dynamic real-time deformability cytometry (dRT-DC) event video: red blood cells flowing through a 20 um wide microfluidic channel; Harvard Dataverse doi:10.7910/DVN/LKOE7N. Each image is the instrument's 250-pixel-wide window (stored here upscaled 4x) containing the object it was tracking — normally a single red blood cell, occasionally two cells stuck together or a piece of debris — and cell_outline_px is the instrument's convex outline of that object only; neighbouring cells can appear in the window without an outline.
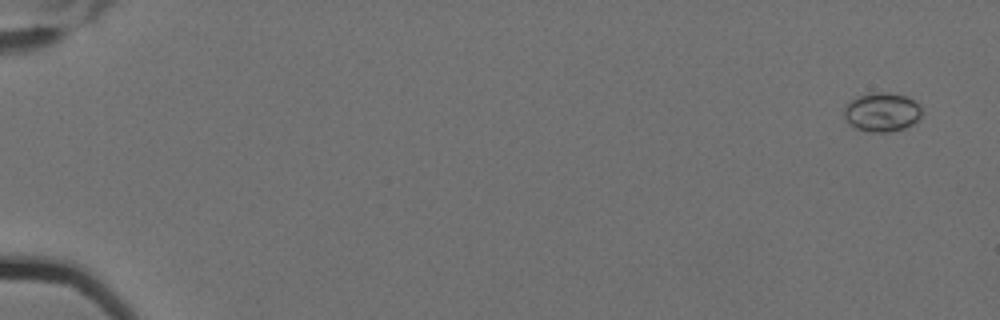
{"species": "Egyptian fruit bat (a non-hibernating species)", "species_latin": "Rousettus aegyptiacus", "temperature_condition": "cold", "stored_images_in_passage": 6, "camera_frame_rate_fps": 3000, "um_per_image_px": 0.085, "animal": {"sex": "female"}, "frame": {"image": 1, "passage_image": 1, "time_ms": 0.0, "image_size_px": [1000, 320], "cell_outline_px": [[920, 116], [912, 124], [904, 128], [888, 132], [868, 132], [856, 128], [848, 124], [844, 116], [844, 108], [852, 100], [860, 96], [872, 92], [888, 92], [908, 96], [920, 104]], "centroid_in_image_um": [74.96, 9.53], "position_along_channel_um": 10.0, "area_um2": 17.63}}
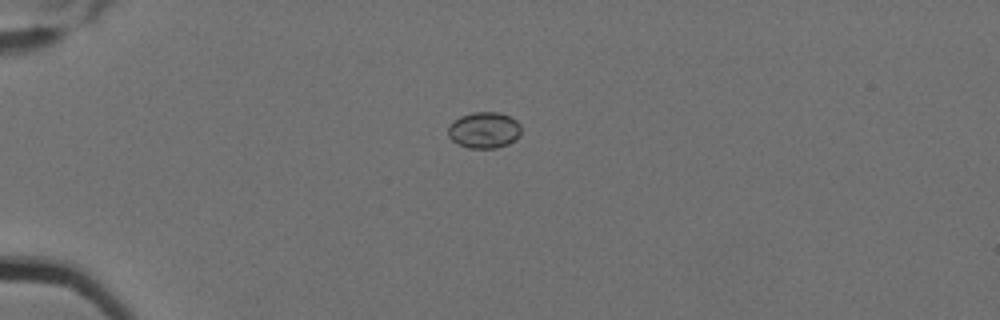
{"frame": {"image": 2, "passage_image": 4, "time_ms": 1.0, "image_size_px": [1000, 320], "cell_outline_px": [[520, 136], [516, 140], [508, 144], [496, 148], [468, 148], [452, 140], [448, 136], [448, 124], [452, 120], [460, 116], [472, 112], [500, 112], [516, 120], [520, 124]], "centroid_in_image_um": [41.14, 11.05], "position_along_channel_um": 43.9, "area_um2": 15.61}}
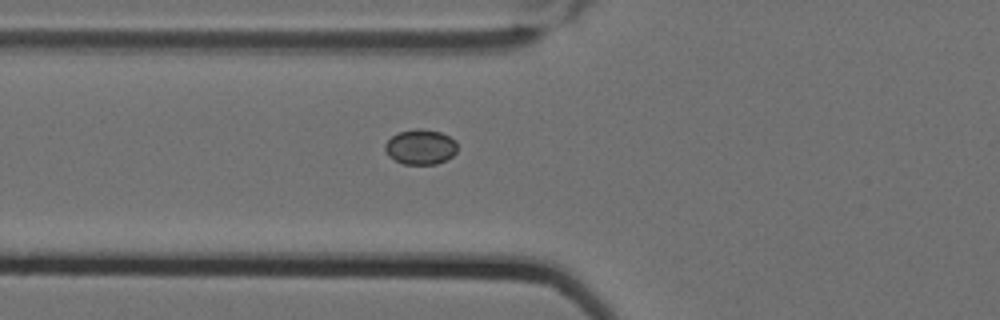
{"frame": {"image": 3, "passage_image": 6, "time_ms": 1.667, "image_size_px": [1000, 320], "cell_outline_px": [[456, 152], [452, 156], [436, 164], [404, 164], [388, 156], [384, 148], [384, 144], [392, 136], [400, 132], [416, 128], [420, 128], [440, 132], [456, 140]], "centroid_in_image_um": [35.73, 12.48], "position_along_channel_um": 90.1, "area_um2": 14.68}}